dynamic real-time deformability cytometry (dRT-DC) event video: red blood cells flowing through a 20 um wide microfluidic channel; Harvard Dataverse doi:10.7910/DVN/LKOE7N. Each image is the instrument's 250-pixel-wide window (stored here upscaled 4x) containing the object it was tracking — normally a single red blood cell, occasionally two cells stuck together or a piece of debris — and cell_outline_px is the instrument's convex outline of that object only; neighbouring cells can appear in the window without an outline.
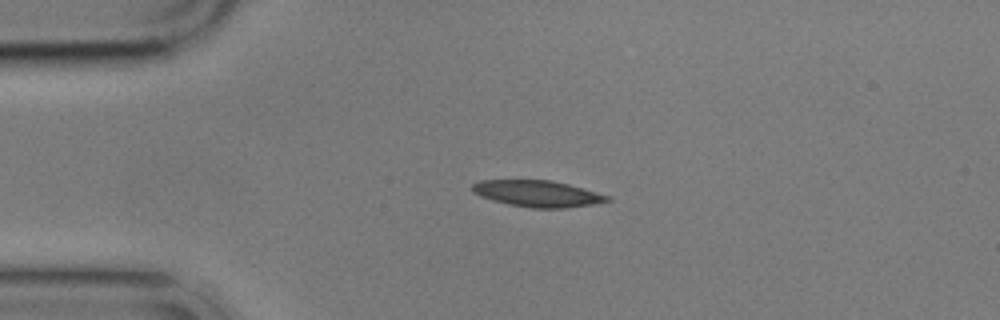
{"species": "common noctule bat (a hibernating species)", "species_latin": "Nyctalus noctula", "temperature_condition": "cold", "stored_images_in_passage": 1, "camera_frame_rate_fps": 3000, "um_per_image_px": 0.085, "animal": {"sex": "male", "body_mass_g": 17.9}, "frame": {"image": 1, "passage_image": 1, "time_ms": 0.0, "image_size_px": [1000, 320], "cell_outline_px": [[612, 200], [592, 204], [564, 208], [532, 208], [508, 204], [492, 200], [480, 196], [472, 192], [472, 184], [480, 180], [548, 180], [568, 184], [612, 196]], "centroid_in_image_um": [45.69, 16.46], "position_along_channel_um": 39.3, "area_um2": 20.75}}